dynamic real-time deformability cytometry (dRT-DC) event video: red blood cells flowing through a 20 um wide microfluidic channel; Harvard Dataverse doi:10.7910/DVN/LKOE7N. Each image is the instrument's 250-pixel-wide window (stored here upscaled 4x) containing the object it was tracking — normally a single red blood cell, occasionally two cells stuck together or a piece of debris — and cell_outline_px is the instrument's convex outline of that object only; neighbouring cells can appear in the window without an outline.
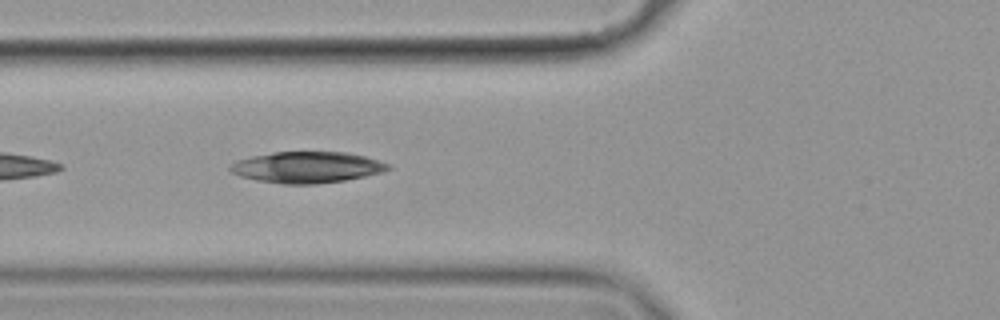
{"species": "common noctule bat (a hibernating species)", "species_latin": "Nyctalus noctula", "temperature_condition": "cold", "stored_images_in_passage": 26, "camera_frame_rate_fps": 3000, "um_per_image_px": 0.085, "animal": {"sex": "female", "body_mass_g": 19.9}, "frame": {"image": 1, "passage_image": 5, "time_ms": 1.333, "image_size_px": [1000, 320], "cell_outline_px": [[392, 168], [380, 172], [364, 176], [344, 180], [316, 184], [284, 184], [256, 180], [240, 176], [232, 172], [228, 168], [236, 160], [252, 156], [272, 152], [344, 152], [364, 156], [388, 164]], "centroid_in_image_um": [26.05, 14.22], "position_along_channel_um": 99.8, "area_um2": 28.44}}
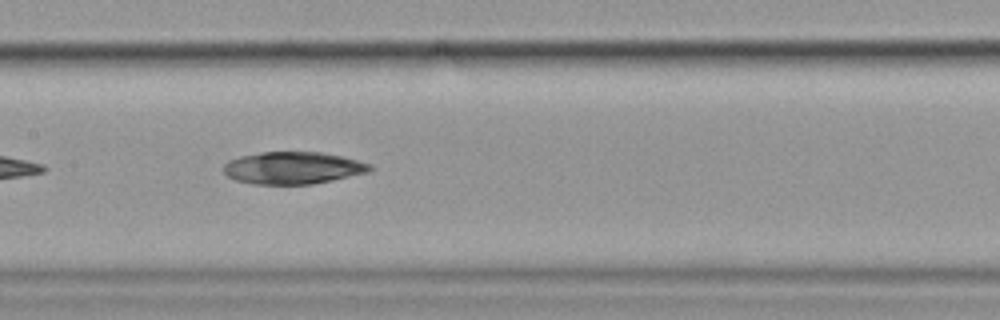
{"frame": {"image": 2, "passage_image": 12, "time_ms": 3.667, "image_size_px": [1000, 320], "cell_outline_px": [[372, 168], [368, 172], [332, 180], [312, 184], [252, 184], [236, 180], [228, 176], [224, 172], [224, 164], [228, 160], [240, 156], [260, 152], [320, 152], [340, 156], [372, 164]], "centroid_in_image_um": [24.87, 14.27], "position_along_channel_um": 182.5, "area_um2": 27.34}}
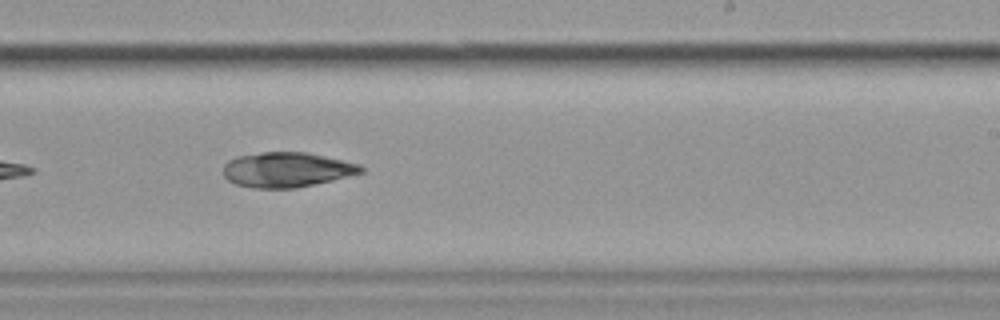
{"frame": {"image": 3, "passage_image": 19, "time_ms": 6.0, "image_size_px": [1000, 320], "cell_outline_px": [[364, 172], [332, 180], [296, 188], [252, 188], [236, 184], [228, 180], [224, 176], [224, 164], [228, 160], [236, 156], [264, 152], [308, 152], [360, 164], [364, 168]], "centroid_in_image_um": [24.37, 14.42], "position_along_channel_um": 264.6, "area_um2": 28.03}}